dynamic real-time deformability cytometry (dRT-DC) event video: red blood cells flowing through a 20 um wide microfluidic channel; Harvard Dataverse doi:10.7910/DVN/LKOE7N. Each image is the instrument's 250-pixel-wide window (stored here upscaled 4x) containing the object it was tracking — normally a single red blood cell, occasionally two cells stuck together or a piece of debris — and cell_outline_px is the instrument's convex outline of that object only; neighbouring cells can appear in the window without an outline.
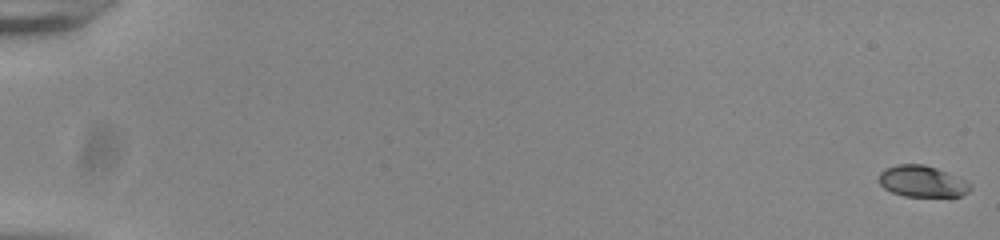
{"species": "common noctule bat (a hibernating species)", "species_latin": "Nyctalus noctula", "temperature_condition": "room temperature", "stored_images_in_passage": 56, "camera_frame_rate_fps": 3000, "um_per_image_px": 0.085, "animal": {"sex": "male", "body_mass_g": 20.0, "forearm_length_mm": 53.3}, "frame": {"image": 1, "passage_image": 1, "time_ms": 0.0, "image_size_px": [1000, 240], "cell_outline_px": [[972, 188], [968, 192], [960, 196], [904, 196], [892, 192], [884, 188], [880, 184], [880, 172], [884, 168], [896, 164], [924, 164], [936, 168], [972, 184]], "centroid_in_image_um": [78.36, 15.41], "position_along_channel_um": 6.6, "area_um2": 16.53}}
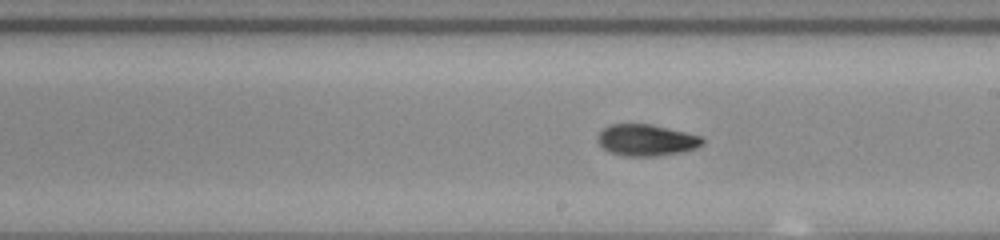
{"frame": {"image": 2, "passage_image": 34, "time_ms": 11.0, "image_size_px": [1000, 240], "cell_outline_px": [[704, 144], [696, 148], [684, 152], [656, 156], [624, 156], [608, 152], [596, 140], [596, 136], [608, 124], [652, 124], [704, 136]], "centroid_in_image_um": [54.96, 11.91], "position_along_channel_um": 234.0, "area_um2": 19.59}}
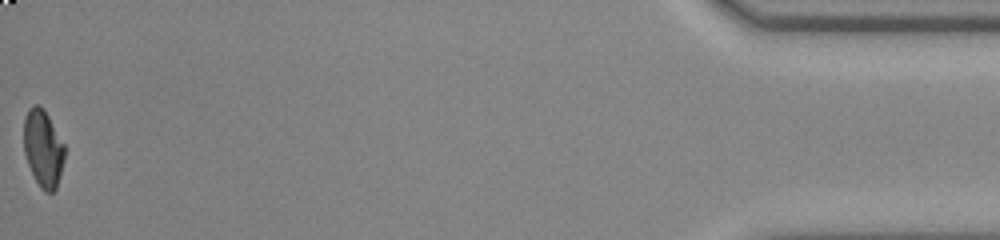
{"frame": {"image": 3, "passage_image": 56, "time_ms": 18.333, "image_size_px": [1000, 240], "cell_outline_px": [[64, 160], [56, 188], [52, 192], [44, 192], [40, 188], [28, 164], [24, 152], [24, 120], [28, 108], [32, 104], [40, 104], [44, 108], [64, 144]], "centroid_in_image_um": [3.65, 12.58], "position_along_channel_um": 431.5, "area_um2": 18.32}, "authors_computed_cell_mechanics": {"area_um2": 18.9295, "velocity_mm_per_s": 3.8613, "shape_relaxation_time_tau1_ms": 5.9141, "shape_relaxation_time_tau2_ms": 1.819, "deformation_change_tau1": 0.1689, "deformation_change_tau2": 0.0647}}